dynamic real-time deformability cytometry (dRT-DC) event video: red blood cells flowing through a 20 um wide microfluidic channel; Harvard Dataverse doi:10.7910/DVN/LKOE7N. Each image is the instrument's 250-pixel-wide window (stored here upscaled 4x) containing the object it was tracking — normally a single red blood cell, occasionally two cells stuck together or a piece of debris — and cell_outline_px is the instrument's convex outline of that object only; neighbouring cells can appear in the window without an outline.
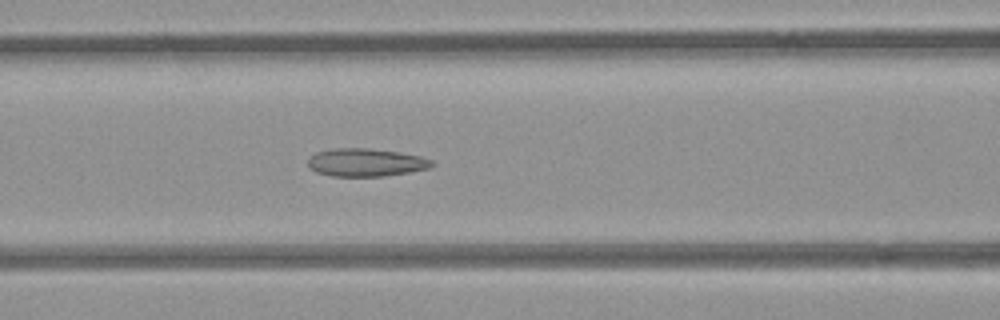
{"species": "common noctule bat (a hibernating species)", "species_latin": "Nyctalus noctula", "temperature_condition": "room temperature", "stored_images_in_passage": 40, "camera_frame_rate_fps": 3000, "um_per_image_px": 0.085, "animal": {"sex": "female", "body_mass_g": 21.9}, "frame": {"image": 1, "passage_image": 9, "time_ms": 2.667, "image_size_px": [1000, 320], "cell_outline_px": [[436, 164], [428, 168], [408, 172], [384, 176], [332, 176], [316, 172], [308, 168], [308, 160], [316, 152], [332, 148], [368, 148], [400, 152], [420, 156], [432, 160]], "centroid_in_image_um": [31.09, 13.8], "position_along_channel_um": 135.5, "area_um2": 20.23}}
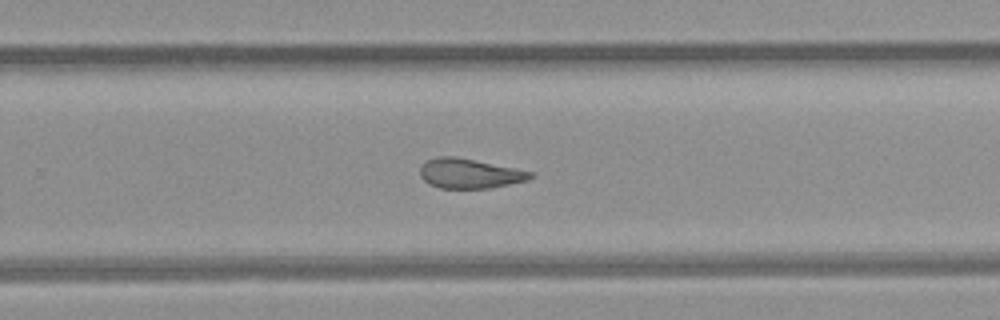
{"frame": {"image": 2, "passage_image": 21, "time_ms": 6.667, "image_size_px": [1000, 320], "cell_outline_px": [[536, 176], [528, 180], [488, 188], [440, 188], [428, 184], [420, 176], [420, 168], [428, 160], [440, 156], [452, 156], [532, 172]], "centroid_in_image_um": [39.89, 14.76], "position_along_channel_um": 289.9, "area_um2": 18.67}}
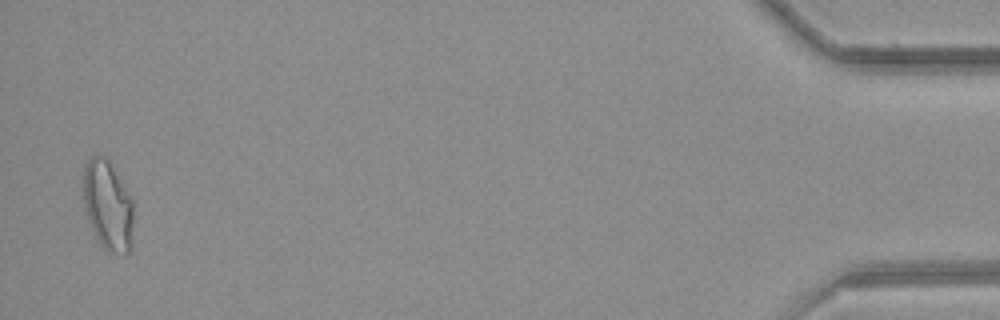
{"frame": {"image": 3, "passage_image": 39, "time_ms": 12.667, "image_size_px": [1000, 320], "cell_outline_px": [[132, 244], [128, 252], [108, 252], [100, 244], [88, 220], [84, 208], [84, 164], [92, 156], [104, 156], [108, 160], [132, 200]], "centroid_in_image_um": [9.15, 17.47], "position_along_channel_um": 426.1, "area_um2": 25.66}, "authors_computed_cell_mechanics": {"area_um2": 20.23, "velocity_mm_per_s": 3.865, "shape_relaxation_time_tau1_ms": null, "shape_relaxation_time_tau2_ms": 3.1152, "deformation_change_tau1": null, "deformation_change_tau2": 0.0909}}